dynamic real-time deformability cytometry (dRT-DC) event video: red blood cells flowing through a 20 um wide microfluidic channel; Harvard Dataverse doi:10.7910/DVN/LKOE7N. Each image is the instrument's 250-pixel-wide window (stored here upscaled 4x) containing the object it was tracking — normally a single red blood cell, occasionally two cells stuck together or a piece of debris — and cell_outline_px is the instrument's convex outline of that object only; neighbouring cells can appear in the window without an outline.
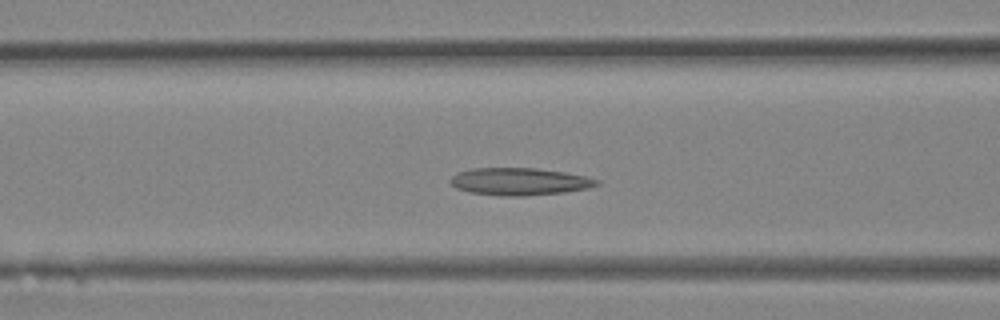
{"species": "Egyptian fruit bat (a non-hibernating species)", "species_latin": "Rousettus aegyptiacus", "temperature_condition": "room temperature", "stored_images_in_passage": 32, "camera_frame_rate_fps": 3000, "um_per_image_px": 0.085, "animal": {"sex": "female"}, "frame": {"image": 1, "passage_image": 12, "time_ms": 3.667, "image_size_px": [1000, 320], "cell_outline_px": [[600, 184], [588, 188], [564, 192], [524, 196], [508, 196], [468, 192], [456, 188], [448, 180], [456, 172], [472, 168], [536, 168], [564, 172], [584, 176], [600, 180]], "centroid_in_image_um": [44.13, 15.42], "position_along_channel_um": 122.5, "area_um2": 23.35}}
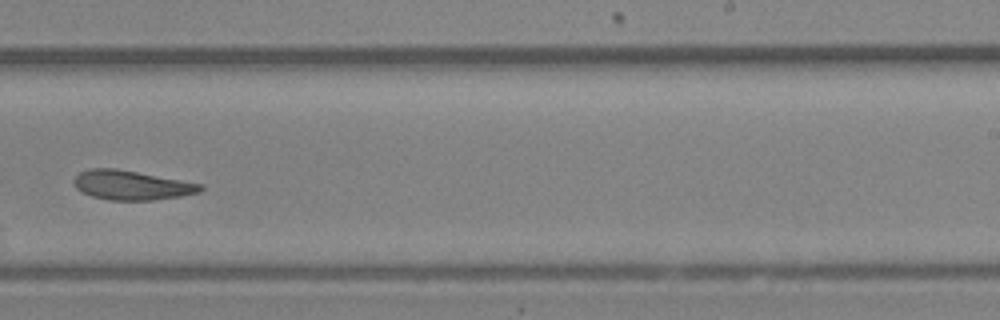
{"frame": {"image": 2, "passage_image": 20, "time_ms": 6.333, "image_size_px": [1000, 320], "cell_outline_px": [[204, 188], [200, 192], [180, 196], [156, 200], [108, 200], [92, 196], [76, 188], [72, 180], [80, 172], [88, 168], [116, 168], [204, 184]], "centroid_in_image_um": [11.19, 15.73], "position_along_channel_um": 277.8, "area_um2": 21.73}}
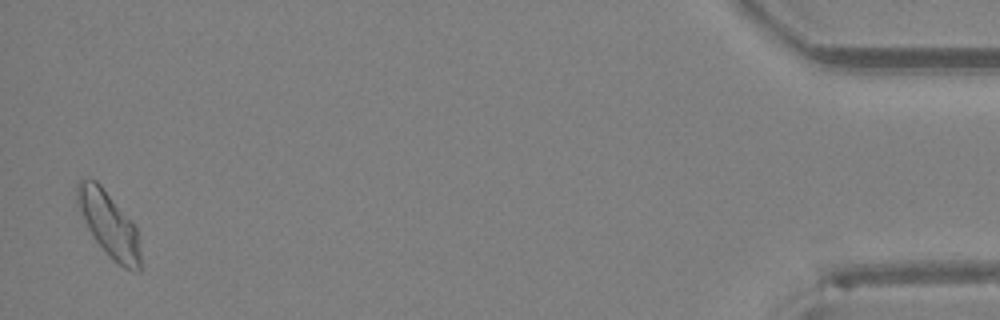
{"frame": {"image": 3, "passage_image": 32, "time_ms": 10.333, "image_size_px": [1000, 320], "cell_outline_px": [[140, 272], [132, 272], [124, 268], [112, 260], [92, 236], [80, 212], [76, 200], [76, 180], [88, 176], [96, 180], [100, 184], [136, 228], [140, 252]], "centroid_in_image_um": [9.21, 19.05], "position_along_channel_um": 426.0, "area_um2": 23.93}}